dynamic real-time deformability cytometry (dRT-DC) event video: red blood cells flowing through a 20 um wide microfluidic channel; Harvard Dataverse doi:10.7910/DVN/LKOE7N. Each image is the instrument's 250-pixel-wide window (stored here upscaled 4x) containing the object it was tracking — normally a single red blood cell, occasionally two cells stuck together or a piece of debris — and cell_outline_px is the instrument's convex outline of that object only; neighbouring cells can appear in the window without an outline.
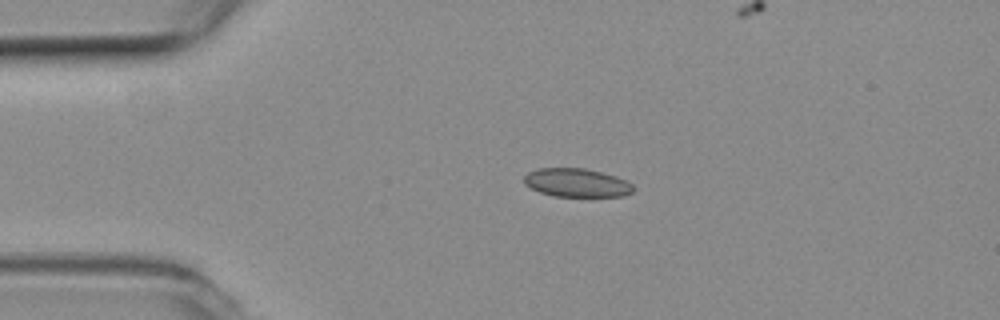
{"species": "common noctule bat (a hibernating species)", "species_latin": "Nyctalus noctula", "temperature_condition": "room temperature", "stored_images_in_passage": 44, "camera_frame_rate_fps": 3000, "um_per_image_px": 0.085, "animal": {"sex": "female", "body_mass_g": 19.3, "forearm_length_mm": 54.1}, "frame": {"image": 1, "passage_image": 1, "time_ms": 0.0, "image_size_px": [1000, 320], "cell_outline_px": [[632, 192], [616, 196], [556, 196], [532, 188], [524, 180], [524, 176], [532, 172], [544, 168], [580, 168], [612, 176], [628, 184], [632, 188]], "centroid_in_image_um": [48.96, 15.54], "position_along_channel_um": 36.0, "area_um2": 16.88}}
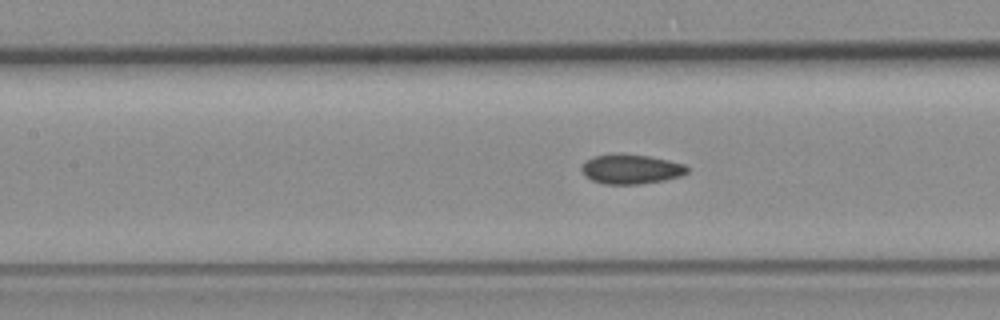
{"frame": {"image": 2, "passage_image": 13, "time_ms": 4.0, "image_size_px": [1000, 320], "cell_outline_px": [[688, 168], [684, 172], [676, 176], [656, 180], [628, 184], [612, 184], [596, 180], [588, 176], [584, 172], [584, 164], [588, 160], [596, 156], [644, 156], [680, 164]], "centroid_in_image_um": [53.6, 14.39], "position_along_channel_um": 153.8, "area_um2": 16.01}}
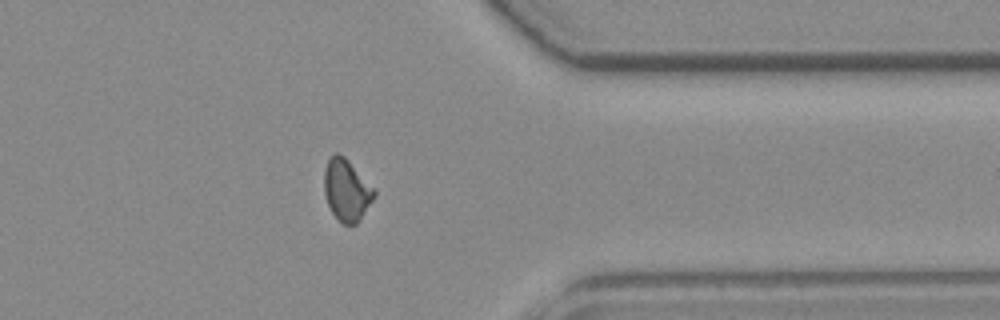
{"frame": {"image": 3, "passage_image": 32, "time_ms": 10.333, "image_size_px": [1000, 320], "cell_outline_px": [[376, 192], [372, 200], [356, 224], [344, 224], [332, 212], [328, 204], [324, 192], [324, 176], [328, 160], [332, 156], [344, 156]], "centroid_in_image_um": [29.44, 16.19], "position_along_channel_um": 382.0, "area_um2": 17.05}, "authors_computed_cell_mechanics": {"area_um2": 16.3574, "velocity_mm_per_s": 3.7998, "shape_relaxation_time_tau1_ms": null, "shape_relaxation_time_tau2_ms": 3.939, "deformation_change_tau1": null, "deformation_change_tau2": 0.0916}}